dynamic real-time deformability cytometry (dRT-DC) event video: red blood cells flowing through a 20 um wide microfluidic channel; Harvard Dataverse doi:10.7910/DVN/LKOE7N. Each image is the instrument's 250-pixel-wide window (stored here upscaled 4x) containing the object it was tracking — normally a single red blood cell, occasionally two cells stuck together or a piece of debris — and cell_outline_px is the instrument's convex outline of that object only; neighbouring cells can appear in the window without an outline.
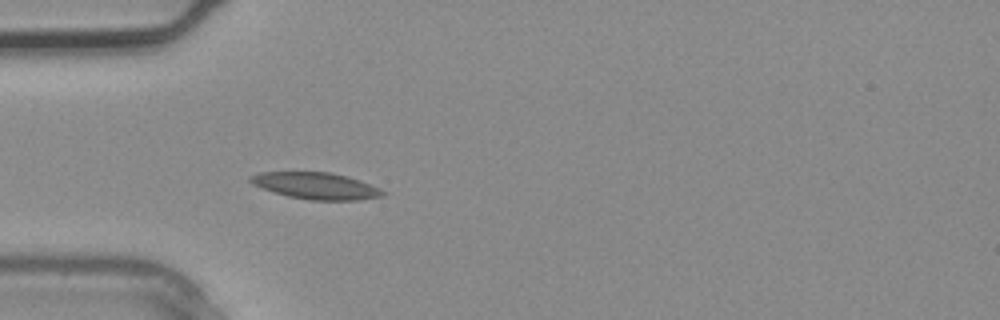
{"species": "common noctule bat (a hibernating species)", "species_latin": "Nyctalus noctula", "temperature_condition": "warm", "stored_images_in_passage": 1, "camera_frame_rate_fps": 3000, "um_per_image_px": 0.085, "animal": {"sex": "male", "body_mass_g": 20.4}, "frame": {"image": 1, "passage_image": 1, "time_ms": 0.0, "image_size_px": [1000, 320], "cell_outline_px": [[388, 192], [384, 196], [356, 200], [312, 200], [288, 196], [252, 184], [248, 180], [248, 176], [260, 172], [328, 172], [360, 180], [380, 188]], "centroid_in_image_um": [26.88, 15.79], "position_along_channel_um": 58.1, "area_um2": 20.4}}